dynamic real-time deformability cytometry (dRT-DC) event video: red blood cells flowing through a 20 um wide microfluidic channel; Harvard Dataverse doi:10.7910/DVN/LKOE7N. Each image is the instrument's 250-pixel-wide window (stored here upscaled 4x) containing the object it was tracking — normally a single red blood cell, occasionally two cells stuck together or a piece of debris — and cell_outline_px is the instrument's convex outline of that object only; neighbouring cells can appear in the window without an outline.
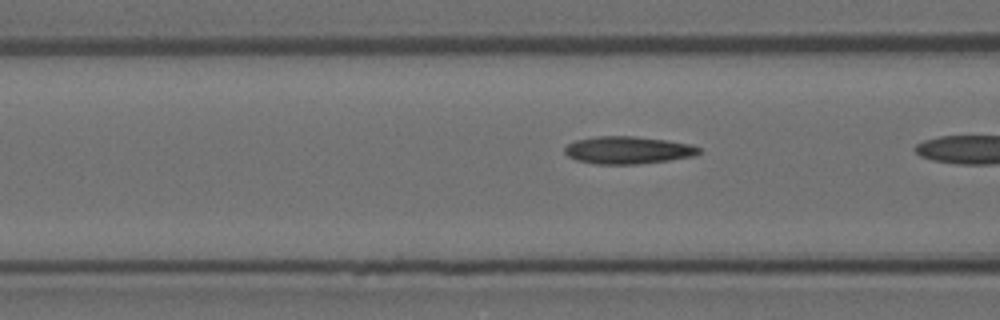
{"species": "Egyptian fruit bat (a non-hibernating species)", "species_latin": "Rousettus aegyptiacus", "temperature_condition": "room temperature", "stored_images_in_passage": 15, "camera_frame_rate_fps": 3000, "um_per_image_px": 0.085, "animal": {"sex": "female"}, "frame": {"image": 1, "passage_image": 14, "time_ms": 4.333, "image_size_px": [1000, 320], "cell_outline_px": [[700, 152], [692, 156], [668, 160], [636, 164], [596, 164], [576, 160], [568, 156], [564, 152], [564, 148], [568, 144], [576, 140], [600, 136], [636, 136], [668, 140], [692, 144], [700, 148]], "centroid_in_image_um": [53.37, 12.75], "position_along_channel_um": 113.2, "area_um2": 21.44}}